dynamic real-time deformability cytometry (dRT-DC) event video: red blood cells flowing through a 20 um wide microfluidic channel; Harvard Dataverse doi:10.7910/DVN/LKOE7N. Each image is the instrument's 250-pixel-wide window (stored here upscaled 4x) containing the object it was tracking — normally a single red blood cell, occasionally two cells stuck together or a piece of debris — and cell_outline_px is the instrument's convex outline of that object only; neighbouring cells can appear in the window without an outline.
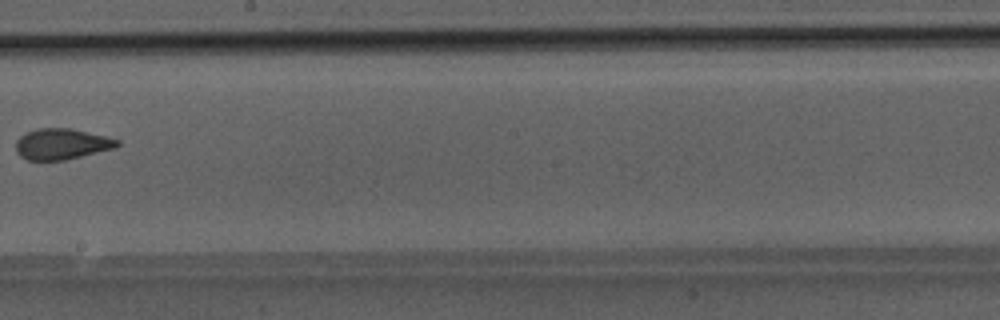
{"species": "Egyptian fruit bat (a non-hibernating species)", "species_latin": "Rousettus aegyptiacus", "temperature_condition": "room temperature", "stored_images_in_passage": 8, "camera_frame_rate_fps": 3000, "um_per_image_px": 0.085, "animal": {"sex": "male"}, "frame": {"image": 1, "passage_image": 8, "time_ms": 2.333, "image_size_px": [1000, 320], "cell_outline_px": [[120, 144], [116, 148], [64, 160], [28, 160], [20, 156], [16, 152], [16, 140], [20, 136], [36, 128], [72, 128], [120, 140]], "centroid_in_image_um": [5.24, 12.24], "position_along_channel_um": 243.0, "area_um2": 18.26}}